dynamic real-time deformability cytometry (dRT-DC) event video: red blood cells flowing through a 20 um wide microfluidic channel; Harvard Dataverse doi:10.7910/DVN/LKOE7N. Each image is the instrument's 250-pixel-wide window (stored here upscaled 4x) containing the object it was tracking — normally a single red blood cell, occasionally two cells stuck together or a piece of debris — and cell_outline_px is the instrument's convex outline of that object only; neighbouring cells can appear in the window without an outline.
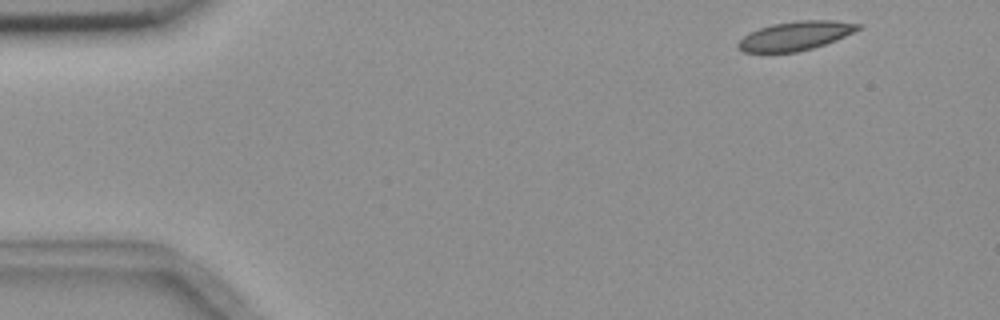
{"species": "common noctule bat (a hibernating species)", "species_latin": "Nyctalus noctula", "temperature_condition": "room temperature", "stored_images_in_passage": 4, "camera_frame_rate_fps": 3000, "um_per_image_px": 0.085, "animal": {"sex": "female", "body_mass_g": 18.4}, "frame": {"image": 1, "passage_image": 1, "time_ms": 0.0, "image_size_px": [1000, 320], "cell_outline_px": [[860, 28], [836, 40], [812, 48], [796, 52], [744, 52], [736, 48], [736, 44], [744, 36], [760, 28], [772, 24], [796, 20], [832, 20], [860, 24]], "centroid_in_image_um": [67.58, 3.04], "position_along_channel_um": 17.4, "area_um2": 20.0}}
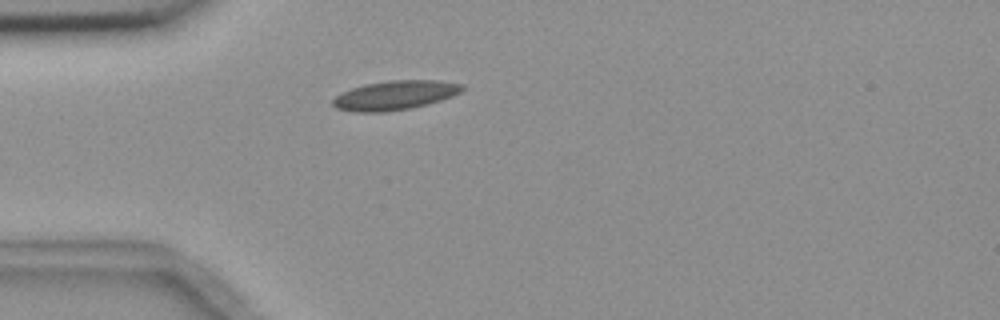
{"frame": {"image": 2, "passage_image": 4, "time_ms": 3.333, "image_size_px": [1000, 320], "cell_outline_px": [[464, 88], [460, 92], [452, 96], [428, 104], [408, 108], [384, 112], [356, 112], [336, 108], [332, 104], [332, 100], [336, 96], [352, 88], [364, 84], [388, 80], [440, 80], [464, 84]], "centroid_in_image_um": [33.58, 8.08], "position_along_channel_um": 51.4, "area_um2": 21.96}}